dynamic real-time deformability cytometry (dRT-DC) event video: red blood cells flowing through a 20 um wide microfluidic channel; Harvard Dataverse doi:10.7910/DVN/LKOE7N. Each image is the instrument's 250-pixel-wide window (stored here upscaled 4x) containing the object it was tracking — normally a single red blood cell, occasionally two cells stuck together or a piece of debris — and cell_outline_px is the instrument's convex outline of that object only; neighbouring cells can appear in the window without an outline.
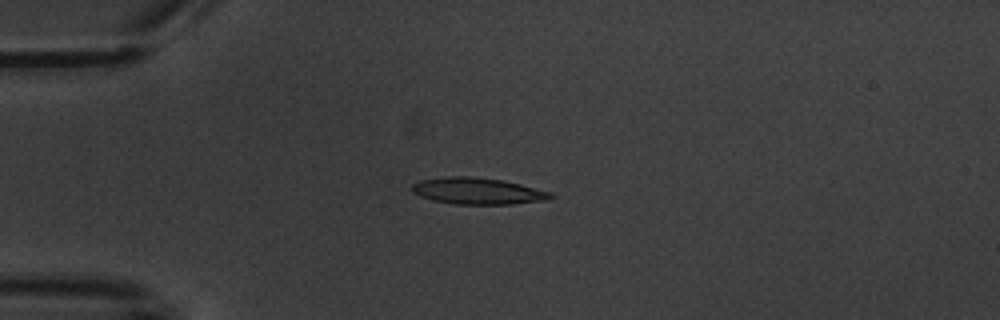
{"species": "common noctule bat (a hibernating species)", "species_latin": "Nyctalus noctula", "temperature_condition": "warm", "stored_images_in_passage": 6, "camera_frame_rate_fps": 3000, "um_per_image_px": 0.085, "animal": {"sex": "male", "body_mass_g": 20.1, "forearm_length_mm": 53.5}, "frame": {"image": 1, "passage_image": 5, "time_ms": 4.667, "image_size_px": [1000, 320], "cell_outline_px": [[556, 196], [548, 200], [512, 204], [452, 204], [432, 200], [420, 196], [412, 192], [412, 184], [420, 180], [448, 176], [472, 176], [504, 180], [552, 192]], "centroid_in_image_um": [40.62, 16.23], "position_along_channel_um": 44.4, "area_um2": 21.68}}